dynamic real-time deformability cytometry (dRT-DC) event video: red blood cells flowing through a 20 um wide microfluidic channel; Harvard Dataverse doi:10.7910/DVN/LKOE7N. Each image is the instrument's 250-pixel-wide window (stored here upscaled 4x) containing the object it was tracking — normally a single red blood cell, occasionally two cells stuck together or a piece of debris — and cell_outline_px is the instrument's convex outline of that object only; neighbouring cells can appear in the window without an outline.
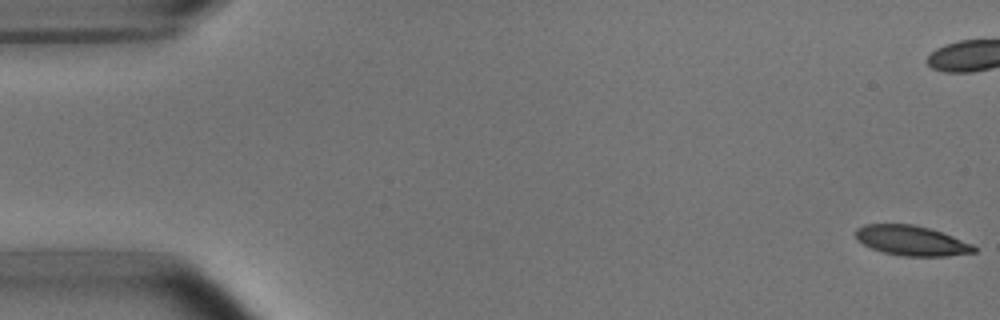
{"species": "common noctule bat (a hibernating species)", "species_latin": "Nyctalus noctula", "temperature_condition": "room temperature", "stored_images_in_passage": 54, "camera_frame_rate_fps": 3000, "um_per_image_px": 0.085, "animal": {"sex": "male", "body_mass_g": 15.6}, "frame": {"image": 1, "passage_image": 1, "time_ms": 0.0, "image_size_px": [1000, 320], "cell_outline_px": [[976, 252], [948, 256], [904, 256], [884, 252], [872, 248], [856, 240], [856, 228], [864, 224], [912, 224], [928, 228], [952, 236], [972, 244], [976, 248]], "centroid_in_image_um": [77.46, 20.45], "position_along_channel_um": 7.5, "area_um2": 20.46}}
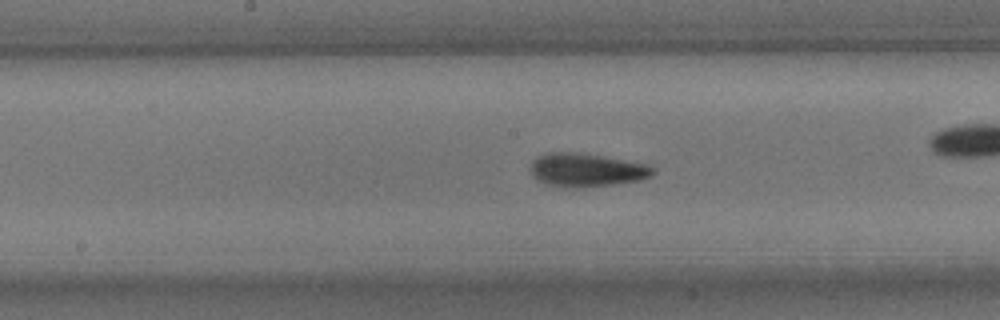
{"frame": {"image": 2, "passage_image": 27, "time_ms": 8.667, "image_size_px": [1000, 320], "cell_outline_px": [[656, 172], [652, 176], [640, 180], [612, 184], [576, 188], [564, 188], [544, 184], [532, 176], [532, 160], [548, 152], [576, 152], [604, 156], [648, 164], [656, 168]], "centroid_in_image_um": [49.88, 14.45], "position_along_channel_um": 198.3, "area_um2": 24.04}}
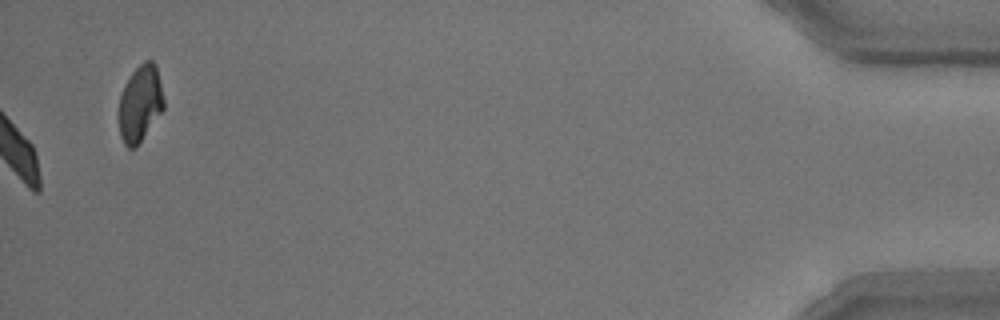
{"frame": {"image": 3, "passage_image": 54, "time_ms": 17.667, "image_size_px": [1000, 320], "cell_outline_px": [[164, 108], [136, 148], [128, 148], [124, 144], [120, 136], [120, 96], [124, 84], [132, 72], [144, 60], [152, 60], [156, 64], [164, 100]], "centroid_in_image_um": [11.92, 8.79], "position_along_channel_um": 423.3, "area_um2": 19.88}, "authors_computed_cell_mechanics": {"area_um2": 22.0218, "velocity_mm_per_s": 3.7719, "shape_relaxation_time_tau1_ms": 3.6928, "shape_relaxation_time_tau2_ms": 2.0019, "deformation_change_tau1": 0.1564, "deformation_change_tau2": 0.078}}